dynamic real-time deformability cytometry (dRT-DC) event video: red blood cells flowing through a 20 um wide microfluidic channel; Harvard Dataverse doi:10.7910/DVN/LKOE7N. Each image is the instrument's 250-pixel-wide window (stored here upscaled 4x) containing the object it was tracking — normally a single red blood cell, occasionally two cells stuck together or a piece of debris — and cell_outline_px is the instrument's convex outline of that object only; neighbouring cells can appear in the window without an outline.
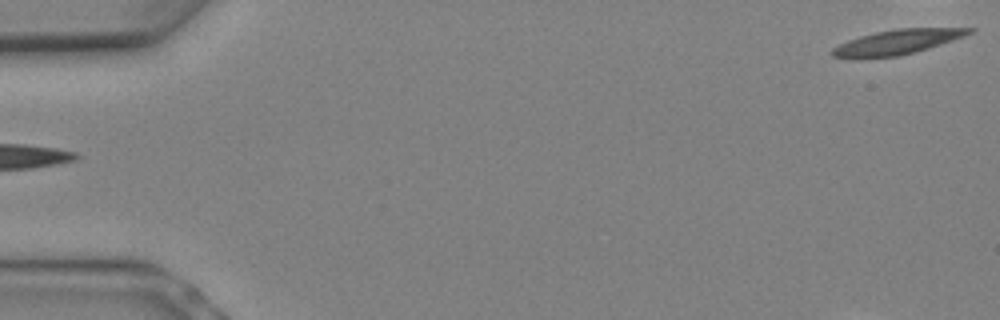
{"species": "Egyptian fruit bat (a non-hibernating species)", "species_latin": "Rousettus aegyptiacus", "temperature_condition": "warm", "stored_images_in_passage": 7, "segment_of_instrument_passage": [2, 2], "camera_frame_rate_fps": 3000, "um_per_image_px": 0.085, "animal": {"sex": "female"}, "frame": {"image": 1, "passage_image": 7, "time_ms": 2.0, "image_size_px": [1000, 320], "cell_outline_px": [[976, 28], [972, 32], [964, 36], [916, 52], [900, 56], [832, 56], [828, 52], [832, 48], [848, 40], [860, 36], [876, 32], [896, 28]], "centroid_in_image_um": [76.3, 3.54], "position_along_channel_um": 8.7, "area_um2": 19.13}}